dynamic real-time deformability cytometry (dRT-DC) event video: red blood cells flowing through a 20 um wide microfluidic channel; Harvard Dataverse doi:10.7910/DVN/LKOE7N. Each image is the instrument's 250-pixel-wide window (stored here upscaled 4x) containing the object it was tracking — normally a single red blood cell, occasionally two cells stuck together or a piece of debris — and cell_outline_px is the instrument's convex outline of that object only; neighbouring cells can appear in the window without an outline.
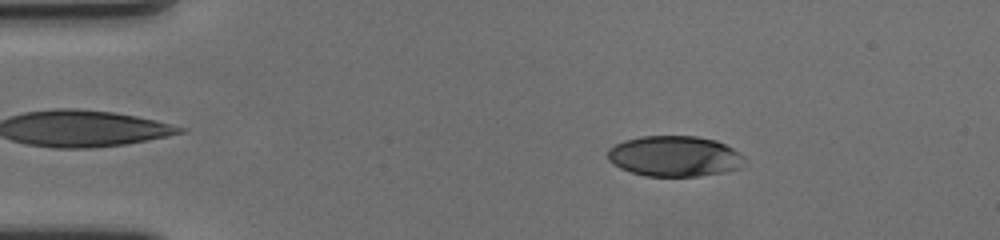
{"species": "human", "species_latin": "Homo sapiens", "temperature_condition": "cold", "stored_images_in_passage": 59, "camera_frame_rate_fps": 3000, "um_per_image_px": 0.085, "donor": {"sex": "female"}, "frame": {"image": 1, "passage_image": 10, "time_ms": 3.0, "image_size_px": [1000, 240], "cell_outline_px": [[740, 168], [720, 172], [696, 176], [648, 176], [632, 172], [620, 168], [608, 160], [608, 148], [624, 140], [640, 136], [696, 136], [716, 140], [732, 148], [740, 156]], "centroid_in_image_um": [57.25, 13.26], "position_along_channel_um": 27.8, "area_um2": 31.85}}
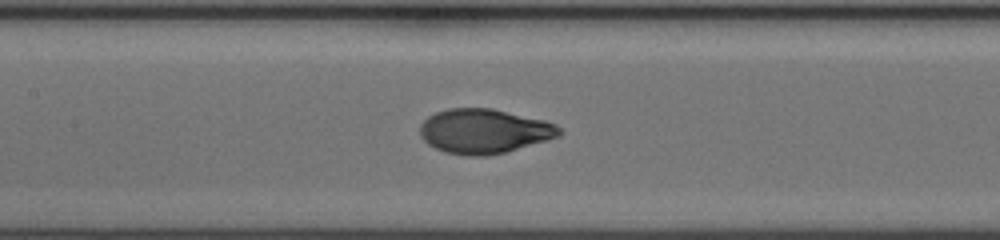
{"frame": {"image": 2, "passage_image": 28, "time_ms": 9.0, "image_size_px": [1000, 240], "cell_outline_px": [[560, 132], [556, 136], [544, 140], [504, 152], [484, 156], [468, 156], [444, 152], [428, 144], [420, 136], [420, 124], [428, 116], [436, 112], [448, 108], [492, 108], [544, 120], [556, 124], [560, 128]], "centroid_in_image_um": [41.08, 11.14], "position_along_channel_um": 166.3, "area_um2": 35.78}}
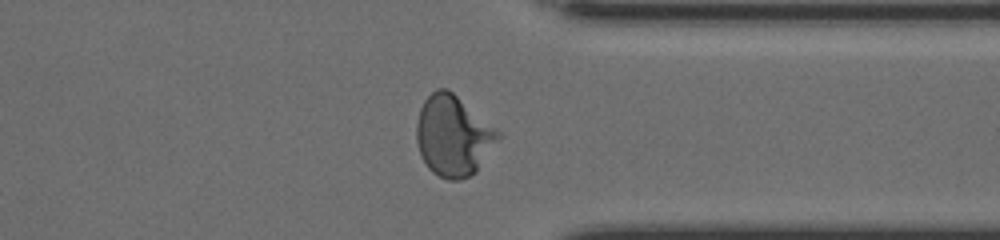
{"frame": {"image": 3, "passage_image": 46, "time_ms": 15.0, "image_size_px": [1000, 240], "cell_outline_px": [[504, 136], [476, 172], [460, 180], [448, 180], [432, 172], [428, 168], [420, 156], [416, 140], [416, 124], [420, 108], [424, 100], [436, 88], [448, 88], [496, 128]], "centroid_in_image_um": [38.54, 11.55], "position_along_channel_um": 372.9, "area_um2": 38.78}, "authors_computed_cell_mechanics": {"area_um2": 35.2002, "velocity_mm_per_s": 3.488, "shape_relaxation_time_tau1_ms": 4.4787, "shape_relaxation_time_tau2_ms": null, "deformation_change_tau1": 0.2159, "deformation_change_tau2": null}}